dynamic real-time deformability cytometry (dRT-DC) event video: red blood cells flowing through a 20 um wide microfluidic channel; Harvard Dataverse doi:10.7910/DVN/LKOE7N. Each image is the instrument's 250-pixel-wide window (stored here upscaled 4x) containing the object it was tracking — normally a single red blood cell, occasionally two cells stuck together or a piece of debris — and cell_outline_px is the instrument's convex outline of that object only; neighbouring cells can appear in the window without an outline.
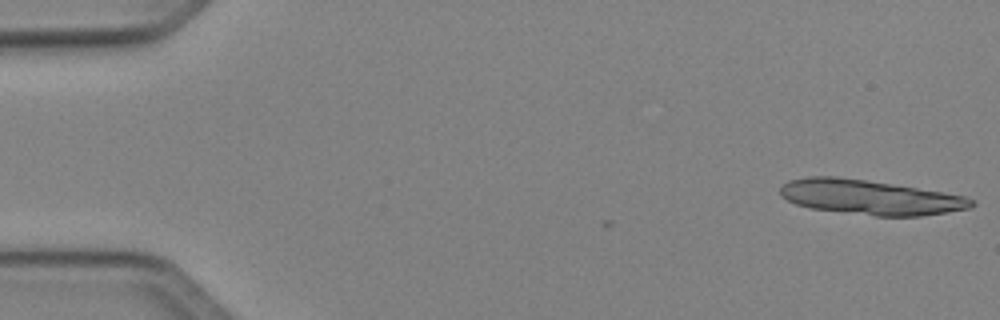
{"species": "Egyptian fruit bat (a non-hibernating species)", "species_latin": "Rousettus aegyptiacus", "temperature_condition": "cold", "stored_images_in_passage": 4, "camera_frame_rate_fps": 3000, "um_per_image_px": 0.085, "animal": {"sex": "female"}, "frame": {"image": 1, "passage_image": 1, "time_ms": 0.0, "image_size_px": [1000, 320], "cell_outline_px": [[976, 204], [972, 208], [920, 216], [876, 216], [812, 208], [796, 204], [780, 196], [780, 188], [788, 180], [808, 176], [836, 176], [864, 180], [916, 188], [964, 196], [976, 200]], "centroid_in_image_um": [73.95, 16.77], "position_along_channel_um": 11.1, "area_um2": 38.38}}